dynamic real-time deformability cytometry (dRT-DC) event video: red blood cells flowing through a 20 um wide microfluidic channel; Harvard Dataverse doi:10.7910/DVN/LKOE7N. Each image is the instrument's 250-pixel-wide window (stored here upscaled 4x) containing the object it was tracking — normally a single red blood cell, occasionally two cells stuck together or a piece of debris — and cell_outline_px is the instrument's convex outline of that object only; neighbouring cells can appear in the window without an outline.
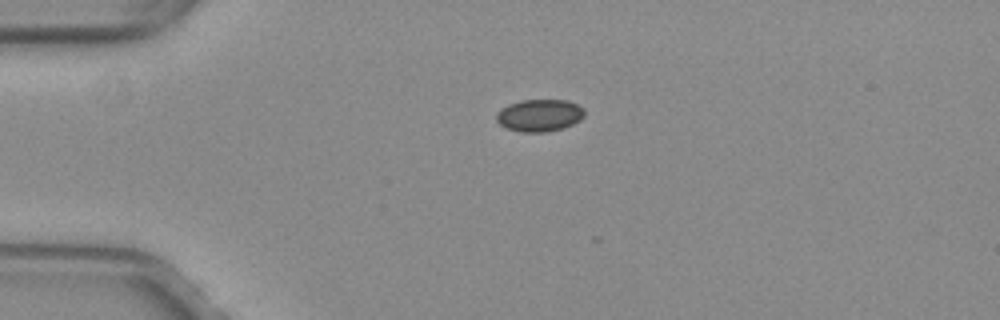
{"species": "common noctule bat (a hibernating species)", "species_latin": "Nyctalus noctula", "temperature_condition": "warm", "stored_images_in_passage": 4, "camera_frame_rate_fps": 3000, "um_per_image_px": 0.085, "animal": {"sex": "female", "body_mass_g": 29.2, "forearm_length_mm": 56.3}, "frame": {"image": 1, "passage_image": 1, "time_ms": 0.0, "image_size_px": [1000, 320], "cell_outline_px": [[584, 116], [580, 120], [564, 128], [544, 132], [524, 132], [508, 128], [500, 124], [496, 120], [496, 112], [508, 104], [520, 100], [568, 100], [584, 108]], "centroid_in_image_um": [45.86, 9.79], "position_along_channel_um": 39.1, "area_um2": 16.53}}